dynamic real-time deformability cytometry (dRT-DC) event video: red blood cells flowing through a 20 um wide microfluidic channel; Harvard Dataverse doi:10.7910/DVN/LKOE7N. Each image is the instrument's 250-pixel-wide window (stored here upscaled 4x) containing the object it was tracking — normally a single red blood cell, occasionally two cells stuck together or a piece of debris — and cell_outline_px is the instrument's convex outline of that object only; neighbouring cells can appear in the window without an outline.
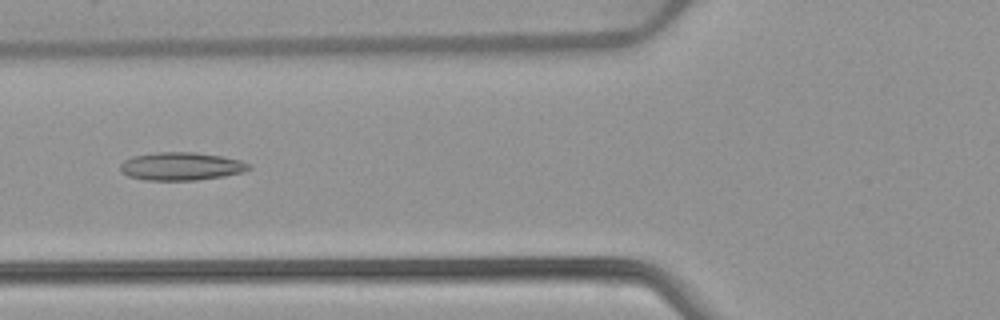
{"species": "common noctule bat (a hibernating species)", "species_latin": "Nyctalus noctula", "temperature_condition": "warm", "stored_images_in_passage": 52, "camera_frame_rate_fps": 3000, "um_per_image_px": 0.085, "animal": {"sex": "female", "body_mass_g": 22.7, "forearm_length_mm": 54.2}, "frame": {"image": 1, "passage_image": 20, "time_ms": 6.333, "image_size_px": [1000, 320], "cell_outline_px": [[252, 168], [244, 172], [224, 176], [196, 180], [144, 180], [128, 176], [120, 172], [120, 164], [124, 160], [132, 156], [156, 152], [196, 152], [224, 156], [240, 160], [252, 164]], "centroid_in_image_um": [15.42, 14.13], "position_along_channel_um": 110.4, "area_um2": 21.33}}
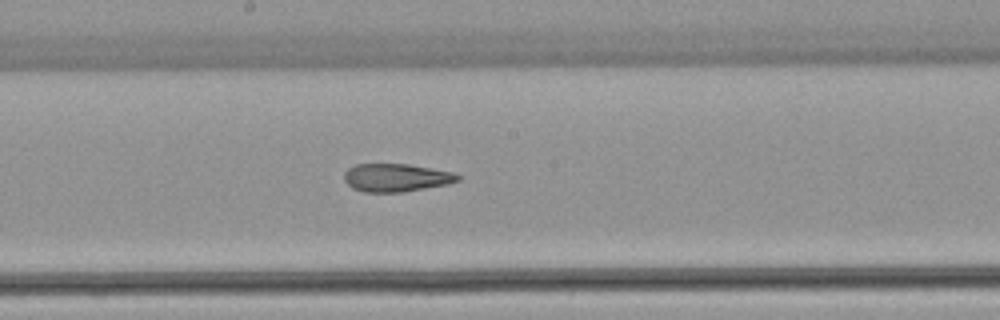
{"frame": {"image": 2, "passage_image": 28, "time_ms": 9.0, "image_size_px": [1000, 320], "cell_outline_px": [[460, 180], [448, 184], [404, 192], [364, 192], [352, 188], [344, 180], [344, 172], [348, 168], [356, 164], [408, 164], [456, 172], [460, 176]], "centroid_in_image_um": [33.69, 15.1], "position_along_channel_um": 214.5, "area_um2": 18.73}}
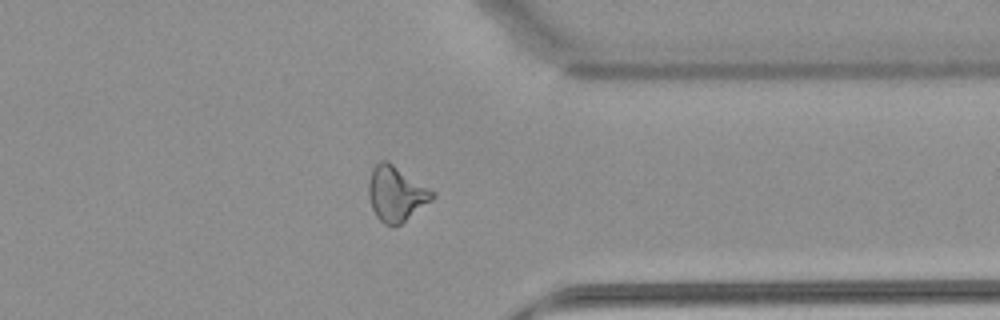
{"frame": {"image": 3, "passage_image": 41, "time_ms": 13.333, "image_size_px": [1000, 320], "cell_outline_px": [[436, 196], [432, 200], [400, 224], [384, 224], [376, 216], [372, 208], [368, 196], [368, 180], [372, 168], [380, 160], [388, 160], [436, 192]], "centroid_in_image_um": [33.66, 16.43], "position_along_channel_um": 377.7, "area_um2": 20.52}, "authors_computed_cell_mechanics": {"area_um2": 21.1837, "velocity_mm_per_s": 3.9009, "shape_relaxation_time_tau1_ms": null, "shape_relaxation_time_tau2_ms": 2.8508, "deformation_change_tau1": null, "deformation_change_tau2": 0.1216}}